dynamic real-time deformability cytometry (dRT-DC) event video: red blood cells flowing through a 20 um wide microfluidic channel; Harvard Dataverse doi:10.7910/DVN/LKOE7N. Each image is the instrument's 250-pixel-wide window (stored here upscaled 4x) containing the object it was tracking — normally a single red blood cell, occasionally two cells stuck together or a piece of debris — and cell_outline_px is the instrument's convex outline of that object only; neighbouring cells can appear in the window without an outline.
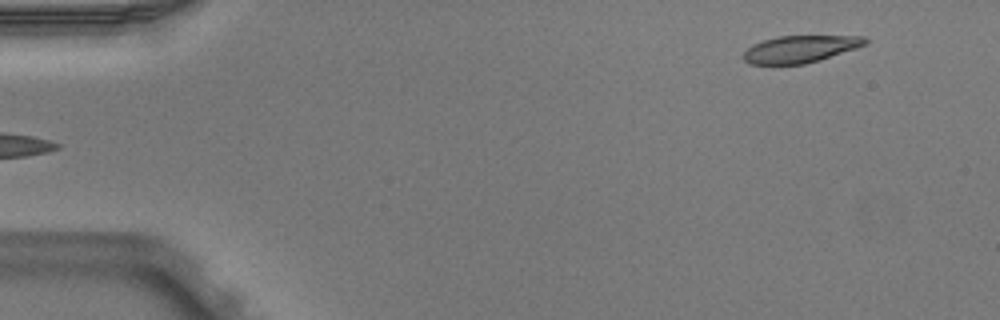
{"species": "Egyptian fruit bat (a non-hibernating species)", "species_latin": "Rousettus aegyptiacus", "temperature_condition": "warm", "stored_images_in_passage": 5, "segment_of_instrument_passage": [2, 2], "camera_frame_rate_fps": 3000, "um_per_image_px": 0.085, "animal": {"sex": "male"}, "frame": {"image": 1, "passage_image": 5, "time_ms": 1.333, "image_size_px": [1000, 320], "cell_outline_px": [[868, 44], [820, 60], [804, 64], [748, 64], [744, 60], [744, 52], [752, 44], [776, 36], [864, 36], [868, 40]], "centroid_in_image_um": [68.02, 4.16], "position_along_channel_um": 17.0, "area_um2": 19.19}}